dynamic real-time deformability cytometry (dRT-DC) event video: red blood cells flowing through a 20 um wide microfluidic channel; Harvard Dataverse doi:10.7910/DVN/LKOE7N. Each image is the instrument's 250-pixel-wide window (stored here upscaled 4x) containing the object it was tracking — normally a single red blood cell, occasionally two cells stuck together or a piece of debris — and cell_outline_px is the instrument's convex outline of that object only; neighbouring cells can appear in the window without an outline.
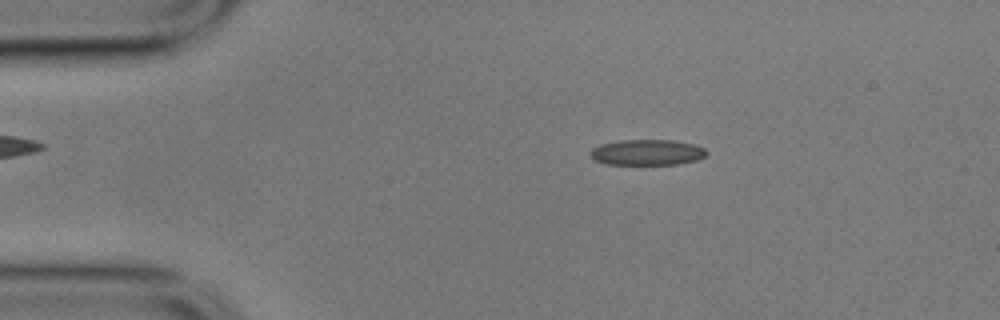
{"species": "common noctule bat (a hibernating species)", "species_latin": "Nyctalus noctula", "temperature_condition": "cold", "stored_images_in_passage": 55, "camera_frame_rate_fps": 3000, "um_per_image_px": 0.085, "animal": {"sex": "male", "body_mass_g": 17.9}, "frame": {"image": 1, "passage_image": 9, "time_ms": 2.667, "image_size_px": [1000, 320], "cell_outline_px": [[708, 152], [700, 160], [680, 164], [604, 164], [592, 160], [592, 148], [600, 144], [620, 140], [672, 140], [692, 144], [704, 148]], "centroid_in_image_um": [55.01, 12.96], "position_along_channel_um": 30.0, "area_um2": 17.46}}
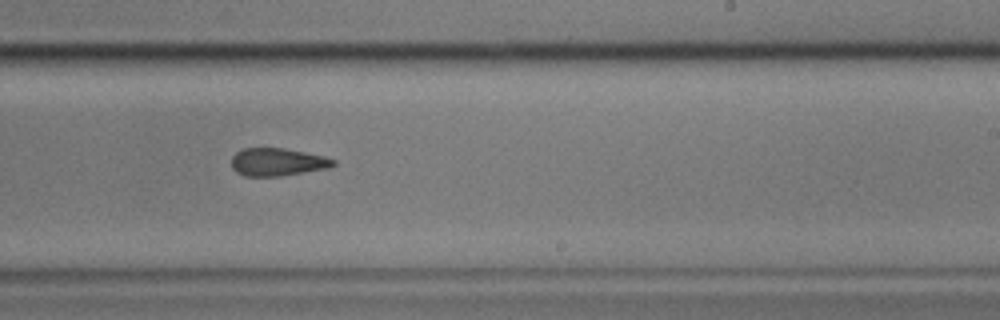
{"frame": {"image": 2, "passage_image": 33, "time_ms": 10.667, "image_size_px": [1000, 320], "cell_outline_px": [[336, 164], [328, 168], [280, 176], [244, 176], [236, 172], [232, 168], [232, 156], [236, 152], [244, 148], [284, 148], [324, 156], [336, 160]], "centroid_in_image_um": [23.57, 13.77], "position_along_channel_um": 265.4, "area_um2": 16.47}}
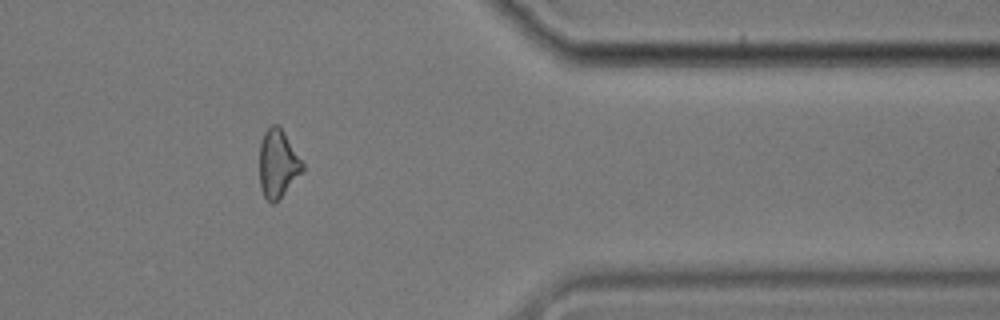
{"frame": {"image": 3, "passage_image": 45, "time_ms": 14.667, "image_size_px": [1000, 320], "cell_outline_px": [[304, 168], [284, 192], [272, 204], [264, 196], [260, 188], [260, 144], [264, 132], [272, 124], [276, 124], [280, 128], [304, 164]], "centroid_in_image_um": [23.58, 13.9], "position_along_channel_um": 387.8, "area_um2": 16.36}, "authors_computed_cell_mechanics": {"area_um2": 17.4556, "velocity_mm_per_s": 3.5265, "shape_relaxation_time_tau1_ms": null, "shape_relaxation_time_tau2_ms": 5.8881, "deformation_change_tau1": null, "deformation_change_tau2": 0.1487}}